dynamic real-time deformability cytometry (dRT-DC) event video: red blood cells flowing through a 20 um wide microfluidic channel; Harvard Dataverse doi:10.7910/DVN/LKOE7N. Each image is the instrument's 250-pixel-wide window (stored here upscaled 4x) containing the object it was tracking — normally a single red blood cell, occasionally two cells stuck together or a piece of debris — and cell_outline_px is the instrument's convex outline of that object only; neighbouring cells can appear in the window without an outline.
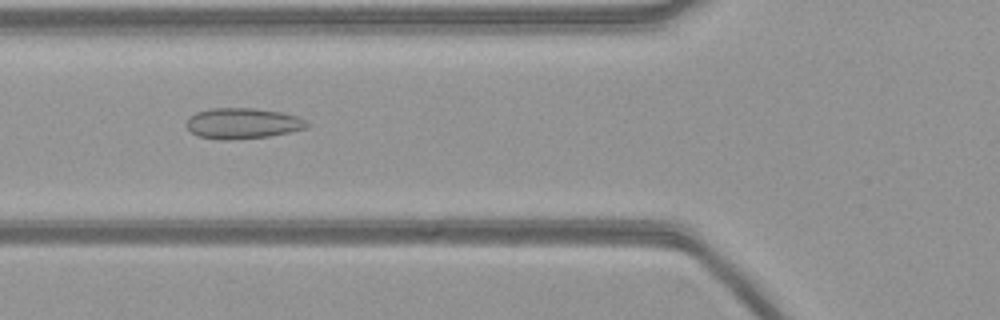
{"species": "common noctule bat (a hibernating species)", "species_latin": "Nyctalus noctula", "temperature_condition": "warm", "stored_images_in_passage": 49, "camera_frame_rate_fps": 3000, "um_per_image_px": 0.085, "animal": {"sex": "female", "body_mass_g": 21.9}, "frame": {"image": 1, "passage_image": 19, "time_ms": 6.0, "image_size_px": [1000, 320], "cell_outline_px": [[312, 124], [304, 128], [288, 132], [268, 136], [232, 140], [224, 140], [196, 136], [184, 124], [188, 116], [196, 112], [212, 108], [252, 108], [280, 112], [296, 116]], "centroid_in_image_um": [20.56, 10.49], "position_along_channel_um": 105.2, "area_um2": 21.56}}
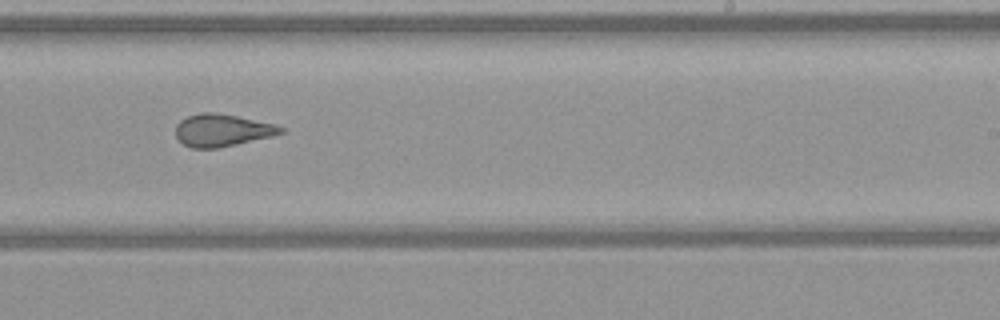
{"frame": {"image": 2, "passage_image": 32, "time_ms": 10.333, "image_size_px": [1000, 320], "cell_outline_px": [[284, 132], [272, 136], [236, 144], [216, 148], [192, 148], [184, 144], [176, 136], [176, 124], [180, 120], [188, 116], [200, 112], [216, 112], [236, 116], [272, 124], [284, 128]], "centroid_in_image_um": [18.84, 11.07], "position_along_channel_um": 270.2, "area_um2": 19.54}}
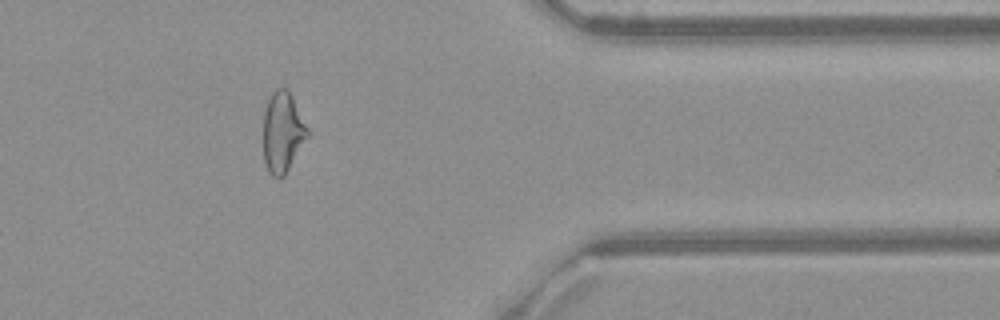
{"frame": {"image": 3, "passage_image": 43, "time_ms": 14.0, "image_size_px": [1000, 320], "cell_outline_px": [[308, 136], [284, 176], [272, 176], [268, 172], [264, 160], [264, 112], [268, 100], [272, 92], [276, 88], [288, 88], [308, 128]], "centroid_in_image_um": [24.02, 11.21], "position_along_channel_um": 387.4, "area_um2": 20.46}}